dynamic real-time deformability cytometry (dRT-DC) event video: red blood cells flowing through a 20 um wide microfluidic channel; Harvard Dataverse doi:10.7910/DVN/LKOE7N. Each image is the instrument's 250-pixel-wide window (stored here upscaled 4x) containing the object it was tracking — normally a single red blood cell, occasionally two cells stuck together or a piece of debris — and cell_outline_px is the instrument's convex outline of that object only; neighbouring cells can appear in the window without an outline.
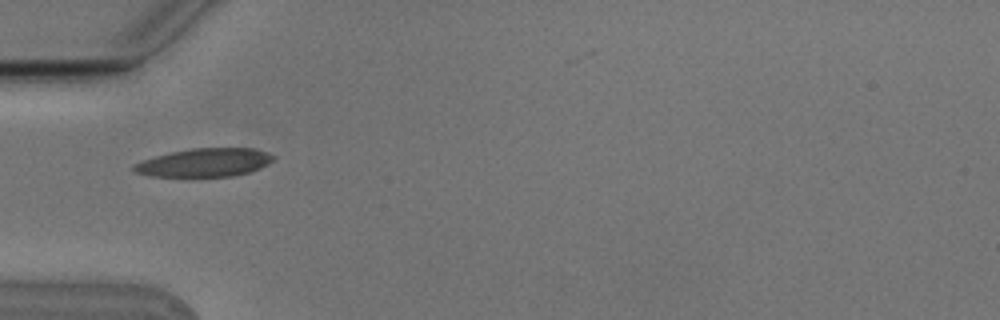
{"species": "Egyptian fruit bat (a non-hibernating species)", "species_latin": "Rousettus aegyptiacus", "temperature_condition": "cold", "stored_images_in_passage": 5, "camera_frame_rate_fps": 3000, "um_per_image_px": 0.085, "animal": {"sex": "male"}, "frame": {"image": 1, "passage_image": 5, "time_ms": 1.333, "image_size_px": [1000, 320], "cell_outline_px": [[276, 156], [268, 164], [260, 168], [248, 172], [232, 176], [152, 176], [136, 172], [132, 168], [132, 164], [140, 160], [172, 152], [192, 148], [252, 148]], "centroid_in_image_um": [17.36, 13.81], "position_along_channel_um": 67.6, "area_um2": 22.83}}